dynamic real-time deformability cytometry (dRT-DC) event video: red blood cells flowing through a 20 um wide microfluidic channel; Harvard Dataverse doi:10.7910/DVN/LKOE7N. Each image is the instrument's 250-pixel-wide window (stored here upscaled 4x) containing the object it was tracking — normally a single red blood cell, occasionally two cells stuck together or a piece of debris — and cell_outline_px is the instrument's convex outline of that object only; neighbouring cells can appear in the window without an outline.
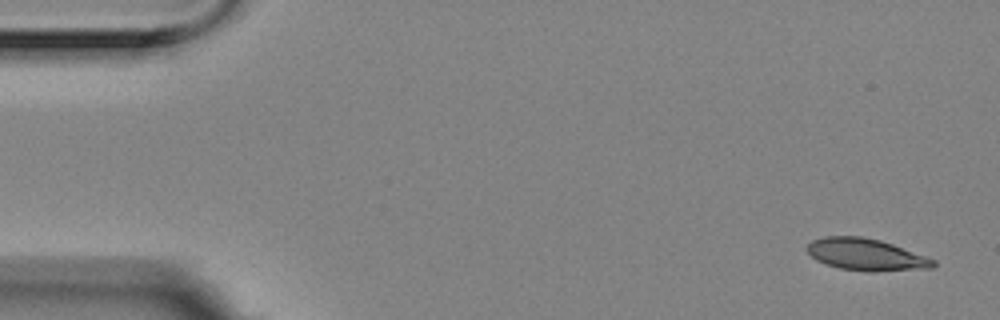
{"species": "Egyptian fruit bat (a non-hibernating species)", "species_latin": "Rousettus aegyptiacus", "temperature_condition": "room temperature", "stored_images_in_passage": 5, "camera_frame_rate_fps": 3000, "um_per_image_px": 0.085, "animal": {"sex": "female"}, "frame": {"image": 1, "passage_image": 1, "time_ms": 0.0, "image_size_px": [1000, 320], "cell_outline_px": [[936, 264], [932, 268], [872, 272], [840, 268], [816, 260], [808, 252], [808, 244], [812, 240], [824, 236], [860, 236], [880, 240], [892, 244], [936, 260]], "centroid_in_image_um": [73.62, 21.64], "position_along_channel_um": 11.4, "area_um2": 23.24}}
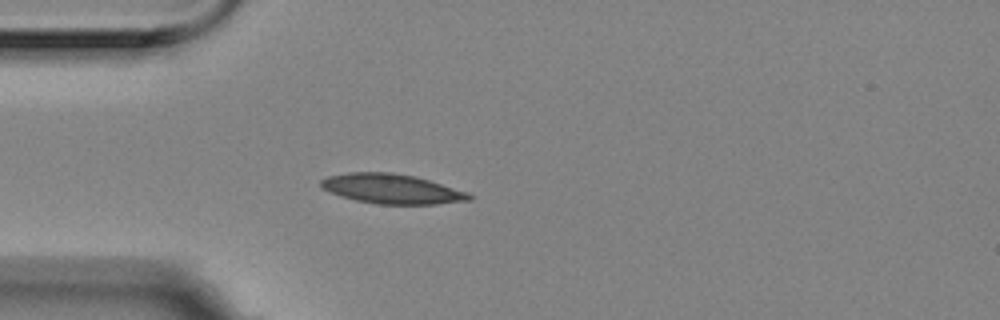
{"frame": {"image": 2, "passage_image": 5, "time_ms": 1.333, "image_size_px": [1000, 320], "cell_outline_px": [[472, 200], [436, 204], [376, 204], [356, 200], [340, 196], [320, 188], [320, 180], [328, 176], [348, 172], [392, 172], [416, 176], [468, 192], [472, 196]], "centroid_in_image_um": [33.28, 16.05], "position_along_channel_um": 51.7, "area_um2": 25.78}}